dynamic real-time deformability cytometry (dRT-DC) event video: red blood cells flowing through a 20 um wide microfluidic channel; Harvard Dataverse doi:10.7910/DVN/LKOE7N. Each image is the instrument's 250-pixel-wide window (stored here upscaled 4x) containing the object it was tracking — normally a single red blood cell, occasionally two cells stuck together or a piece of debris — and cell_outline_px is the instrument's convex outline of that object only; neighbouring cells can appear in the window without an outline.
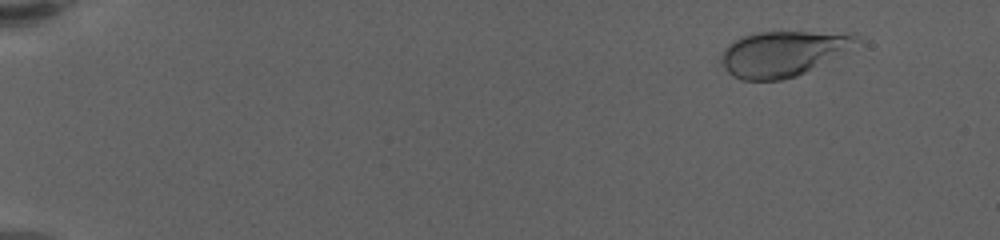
{"species": "human", "species_latin": "Homo sapiens", "temperature_condition": "warm", "stored_images_in_passage": 63, "camera_frame_rate_fps": 3000, "um_per_image_px": 0.085, "donor": {"sex": "female"}, "frame": {"image": 1, "passage_image": 7, "time_ms": 2.0, "image_size_px": [1000, 240], "cell_outline_px": [[864, 44], [796, 76], [780, 80], [740, 80], [732, 76], [720, 64], [720, 56], [724, 48], [728, 44], [740, 36], [756, 32], [856, 32], [864, 40]], "centroid_in_image_um": [66.64, 4.52], "position_along_channel_um": 18.4, "area_um2": 36.76}}
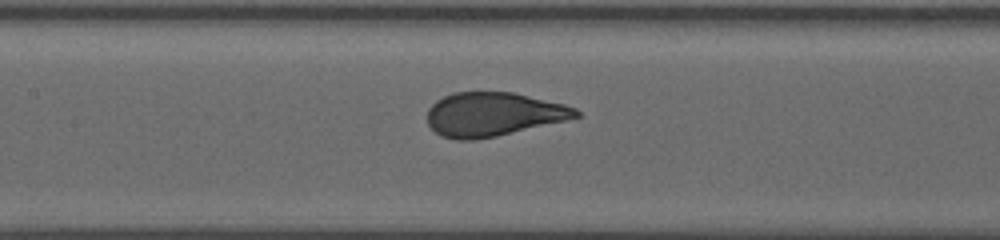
{"frame": {"image": 2, "passage_image": 33, "time_ms": 10.667, "image_size_px": [1000, 240], "cell_outline_px": [[580, 116], [564, 120], [496, 136], [476, 140], [456, 140], [444, 136], [436, 132], [428, 124], [428, 108], [436, 100], [452, 92], [512, 92], [564, 104], [576, 108], [580, 112]], "centroid_in_image_um": [41.89, 9.71], "position_along_channel_um": 165.5, "area_um2": 37.63}}
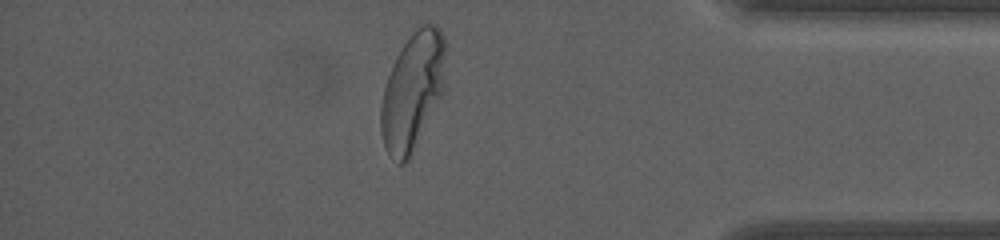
{"frame": {"image": 3, "passage_image": 56, "time_ms": 18.333, "image_size_px": [1000, 240], "cell_outline_px": [[444, 92], [408, 160], [404, 164], [396, 164], [388, 156], [384, 148], [380, 132], [380, 108], [384, 88], [388, 76], [396, 56], [412, 32], [420, 24], [428, 20], [436, 24], [440, 28], [444, 36]], "centroid_in_image_um": [35.05, 7.75], "position_along_channel_um": 400.1, "area_um2": 44.68}, "authors_computed_cell_mechanics": {"area_um2": 38.3792, "velocity_mm_per_s": 3.385, "shape_relaxation_time_tau1_ms": 4.0314, "shape_relaxation_time_tau2_ms": null, "deformation_change_tau1": 0.1845, "deformation_change_tau2": null}}